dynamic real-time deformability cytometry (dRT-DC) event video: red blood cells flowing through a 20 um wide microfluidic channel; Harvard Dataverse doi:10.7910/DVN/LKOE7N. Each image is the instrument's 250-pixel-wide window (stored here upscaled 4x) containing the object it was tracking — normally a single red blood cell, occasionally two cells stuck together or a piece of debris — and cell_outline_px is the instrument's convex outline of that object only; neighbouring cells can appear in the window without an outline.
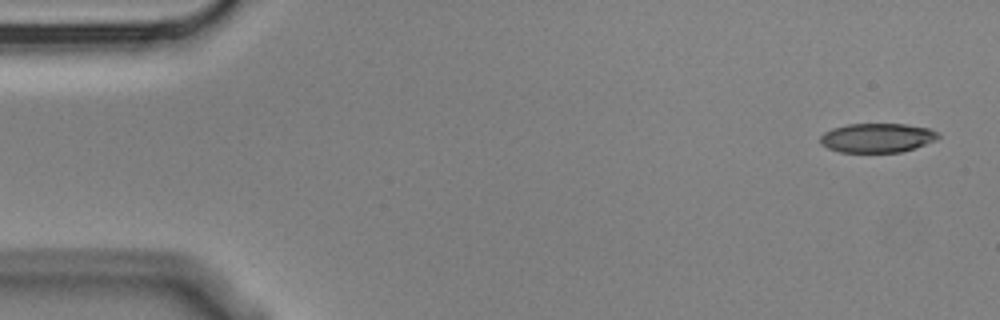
{"species": "Egyptian fruit bat (a non-hibernating species)", "species_latin": "Rousettus aegyptiacus", "temperature_condition": "cold", "stored_images_in_passage": 4, "camera_frame_rate_fps": 3000, "um_per_image_px": 0.085, "animal": {"sex": "male"}, "frame": {"image": 1, "passage_image": 1, "time_ms": 0.0, "image_size_px": [1000, 320], "cell_outline_px": [[940, 136], [936, 140], [900, 152], [840, 152], [828, 148], [820, 144], [820, 136], [824, 132], [832, 128], [848, 124], [904, 124], [928, 128], [940, 132]], "centroid_in_image_um": [74.54, 11.71], "position_along_channel_um": 10.5, "area_um2": 20.06}}